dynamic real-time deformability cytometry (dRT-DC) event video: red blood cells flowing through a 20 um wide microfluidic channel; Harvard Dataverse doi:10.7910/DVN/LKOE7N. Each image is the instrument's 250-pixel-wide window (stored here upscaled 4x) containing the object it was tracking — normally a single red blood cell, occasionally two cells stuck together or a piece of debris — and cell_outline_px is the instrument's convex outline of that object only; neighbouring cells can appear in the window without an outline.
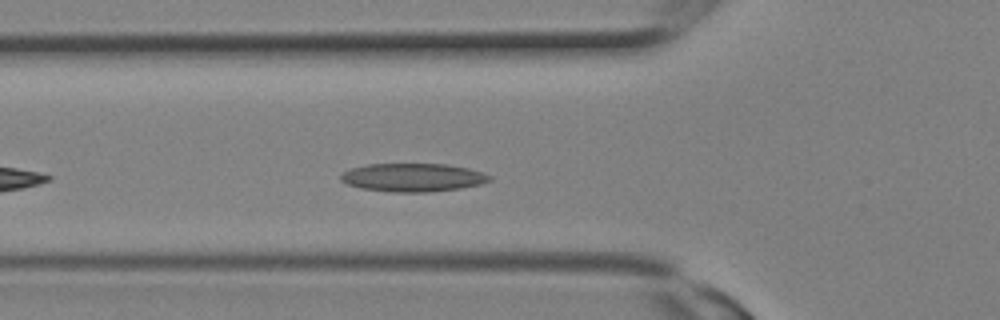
{"species": "Egyptian fruit bat (a non-hibernating species)", "species_latin": "Rousettus aegyptiacus", "temperature_condition": "room temperature", "stored_images_in_passage": 13, "camera_frame_rate_fps": 3000, "um_per_image_px": 0.085, "animal": {"sex": "female"}, "frame": {"image": 1, "passage_image": 8, "time_ms": 2.333, "image_size_px": [1000, 320], "cell_outline_px": [[492, 180], [480, 184], [460, 188], [428, 192], [392, 192], [360, 188], [348, 184], [340, 180], [340, 176], [344, 172], [352, 168], [368, 164], [448, 164], [468, 168], [492, 176]], "centroid_in_image_um": [35.1, 15.08], "position_along_channel_um": 90.7, "area_um2": 24.45}}
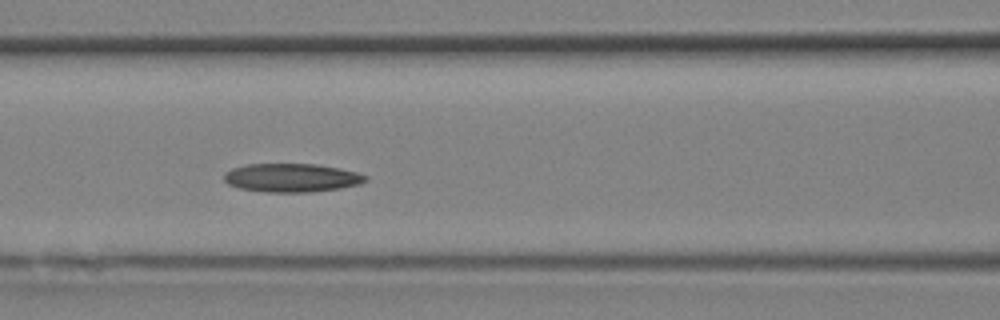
{"frame": {"image": 2, "passage_image": 10, "time_ms": 3.0, "image_size_px": [1000, 320], "cell_outline_px": [[368, 180], [360, 184], [340, 188], [308, 192], [268, 192], [240, 188], [228, 184], [224, 180], [224, 172], [232, 168], [248, 164], [316, 164], [340, 168], [356, 172], [368, 176]], "centroid_in_image_um": [24.8, 15.1], "position_along_channel_um": 141.8, "area_um2": 23.52}}
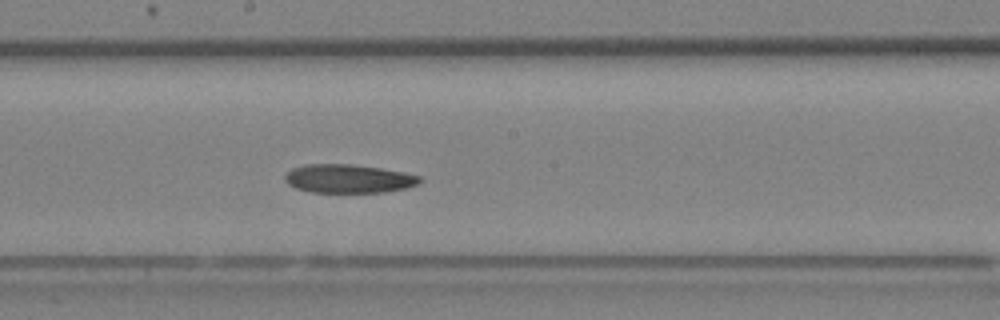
{"frame": {"image": 3, "passage_image": 13, "time_ms": 4.0, "image_size_px": [1000, 320], "cell_outline_px": [[424, 180], [420, 184], [404, 188], [384, 192], [312, 192], [296, 188], [288, 184], [284, 180], [284, 176], [292, 168], [304, 164], [352, 164], [380, 168], [404, 172], [420, 176]], "centroid_in_image_um": [29.63, 15.18], "position_along_channel_um": 218.6, "area_um2": 22.54}}